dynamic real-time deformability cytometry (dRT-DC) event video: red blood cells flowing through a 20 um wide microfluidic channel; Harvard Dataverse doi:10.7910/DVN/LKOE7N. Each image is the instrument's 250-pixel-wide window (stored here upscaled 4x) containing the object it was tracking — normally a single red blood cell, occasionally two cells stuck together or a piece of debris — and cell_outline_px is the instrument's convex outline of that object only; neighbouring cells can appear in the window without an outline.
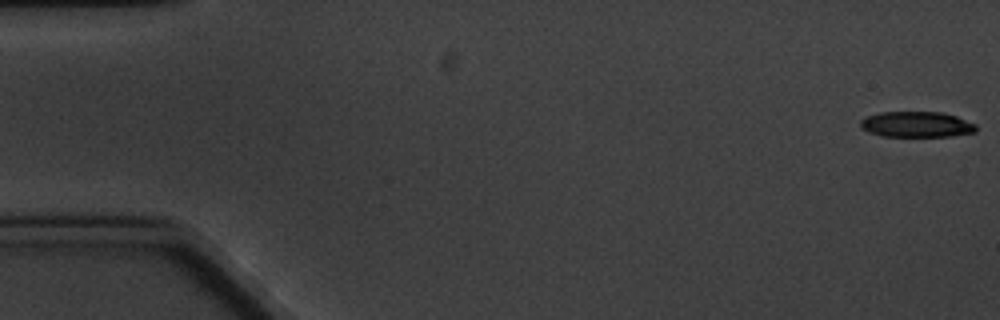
{"species": "common noctule bat (a hibernating species)", "species_latin": "Nyctalus noctula", "temperature_condition": "cold", "stored_images_in_passage": 6, "camera_frame_rate_fps": 3000, "um_per_image_px": 0.085, "animal": {"sex": "male", "body_mass_g": 20.1, "forearm_length_mm": 53.5}, "frame": {"image": 1, "passage_image": 1, "time_ms": 0.0, "image_size_px": [1000, 320], "cell_outline_px": [[976, 132], [952, 136], [884, 136], [868, 132], [860, 128], [860, 120], [868, 116], [880, 112], [940, 112], [956, 116], [976, 124]], "centroid_in_image_um": [77.9, 10.57], "position_along_channel_um": 7.1, "area_um2": 17.28}}